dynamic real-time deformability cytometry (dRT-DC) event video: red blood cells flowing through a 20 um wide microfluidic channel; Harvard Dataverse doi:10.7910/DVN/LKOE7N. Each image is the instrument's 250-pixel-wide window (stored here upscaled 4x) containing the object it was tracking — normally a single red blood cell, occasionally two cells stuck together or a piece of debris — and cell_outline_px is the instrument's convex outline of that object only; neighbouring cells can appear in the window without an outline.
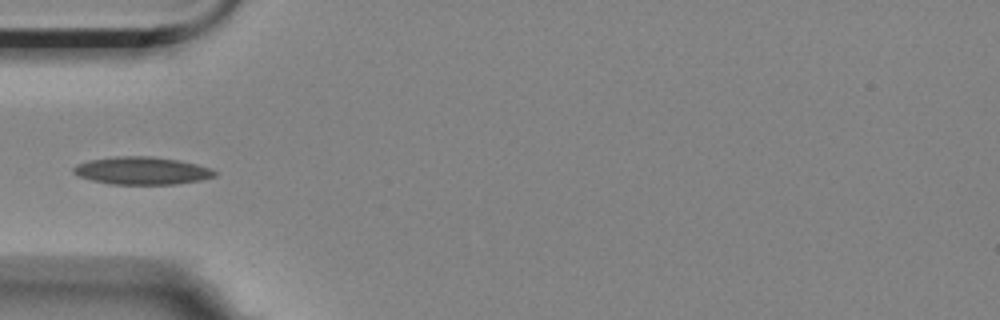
{"species": "Egyptian fruit bat (a non-hibernating species)", "species_latin": "Rousettus aegyptiacus", "temperature_condition": "room temperature", "stored_images_in_passage": 8, "camera_frame_rate_fps": 3000, "um_per_image_px": 0.085, "animal": {"sex": "female"}, "frame": {"image": 1, "passage_image": 5, "time_ms": 4.667, "image_size_px": [1000, 320], "cell_outline_px": [[216, 176], [200, 180], [176, 184], [112, 184], [92, 180], [80, 176], [72, 172], [72, 168], [76, 164], [88, 160], [116, 156], [152, 156], [176, 160], [196, 164], [212, 168], [216, 172]], "centroid_in_image_um": [12.05, 14.5], "position_along_channel_um": 73.0, "area_um2": 22.72}}
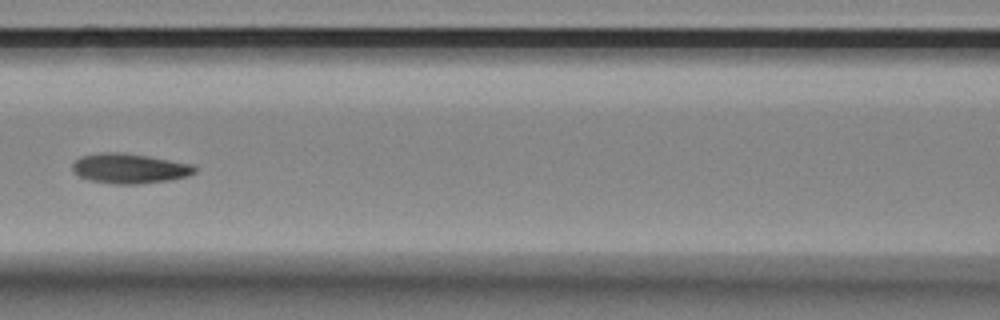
{"frame": {"image": 2, "passage_image": 7, "time_ms": 7.0, "image_size_px": [1000, 320], "cell_outline_px": [[196, 172], [188, 176], [168, 180], [140, 184], [116, 184], [88, 180], [72, 172], [72, 164], [80, 156], [100, 152], [124, 152], [196, 164]], "centroid_in_image_um": [11.02, 14.31], "position_along_channel_um": 155.6, "area_um2": 21.62}}
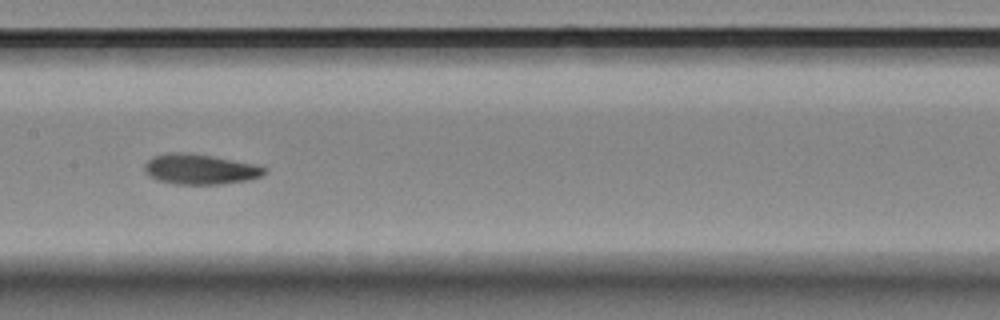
{"frame": {"image": 3, "passage_image": 8, "time_ms": 8.0, "image_size_px": [1000, 320], "cell_outline_px": [[268, 172], [260, 176], [248, 180], [220, 184], [176, 184], [156, 180], [148, 176], [144, 172], [144, 164], [152, 156], [168, 152], [188, 152], [212, 156], [256, 164], [268, 168]], "centroid_in_image_um": [16.98, 14.37], "position_along_channel_um": 190.4, "area_um2": 21.44}}